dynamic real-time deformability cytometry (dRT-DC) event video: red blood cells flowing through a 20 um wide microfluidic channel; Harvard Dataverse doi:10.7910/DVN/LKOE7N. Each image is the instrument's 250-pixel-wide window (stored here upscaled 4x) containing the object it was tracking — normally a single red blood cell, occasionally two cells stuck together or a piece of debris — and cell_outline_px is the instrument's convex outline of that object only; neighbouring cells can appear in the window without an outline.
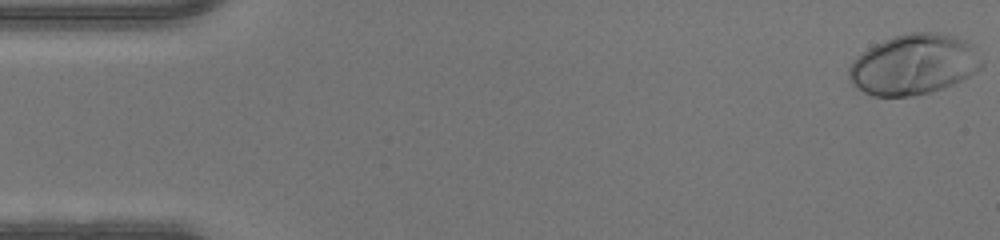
{"species": "human", "species_latin": "Homo sapiens", "temperature_condition": "warm", "stored_images_in_passage": 48, "camera_frame_rate_fps": 3000, "um_per_image_px": 0.085, "donor": {"sex": "male"}, "frame": {"image": 1, "passage_image": 1, "time_ms": 0.0, "image_size_px": [1000, 240], "cell_outline_px": [[984, 64], [976, 72], [944, 88], [912, 96], [872, 96], [856, 88], [852, 84], [848, 76], [848, 68], [852, 60], [868, 48], [892, 36], [908, 32], [936, 32], [956, 36], [976, 44]], "centroid_in_image_um": [77.69, 5.46], "position_along_channel_um": 7.3, "area_um2": 47.28}}
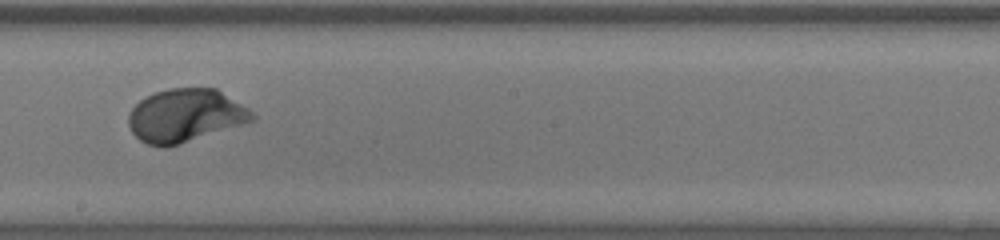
{"frame": {"image": 2, "passage_image": 27, "time_ms": 8.667, "image_size_px": [1000, 240], "cell_outline_px": [[256, 120], [244, 124], [180, 144], [164, 148], [160, 148], [148, 144], [140, 140], [132, 132], [128, 124], [128, 116], [132, 108], [140, 100], [156, 92], [168, 88], [216, 88], [248, 108], [256, 116]], "centroid_in_image_um": [15.76, 9.83], "position_along_channel_um": 232.4, "area_um2": 38.32}}
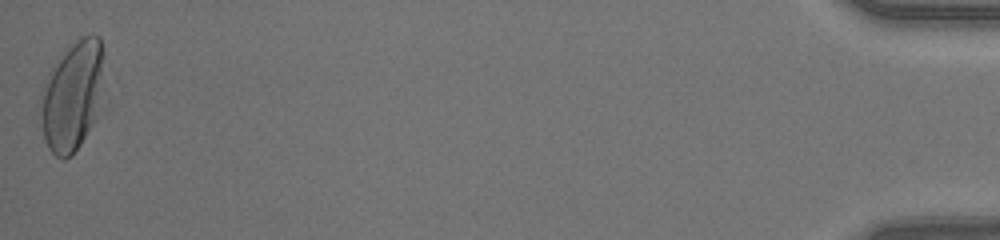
{"frame": {"image": 3, "passage_image": 48, "time_ms": 15.667, "image_size_px": [1000, 240], "cell_outline_px": [[104, 56], [100, 108], [92, 124], [80, 144], [72, 156], [64, 160], [56, 156], [48, 148], [44, 140], [40, 112], [40, 92], [48, 72], [68, 44], [84, 36], [100, 36]], "centroid_in_image_um": [6.13, 8.13], "position_along_channel_um": 429.1, "area_um2": 40.98}}